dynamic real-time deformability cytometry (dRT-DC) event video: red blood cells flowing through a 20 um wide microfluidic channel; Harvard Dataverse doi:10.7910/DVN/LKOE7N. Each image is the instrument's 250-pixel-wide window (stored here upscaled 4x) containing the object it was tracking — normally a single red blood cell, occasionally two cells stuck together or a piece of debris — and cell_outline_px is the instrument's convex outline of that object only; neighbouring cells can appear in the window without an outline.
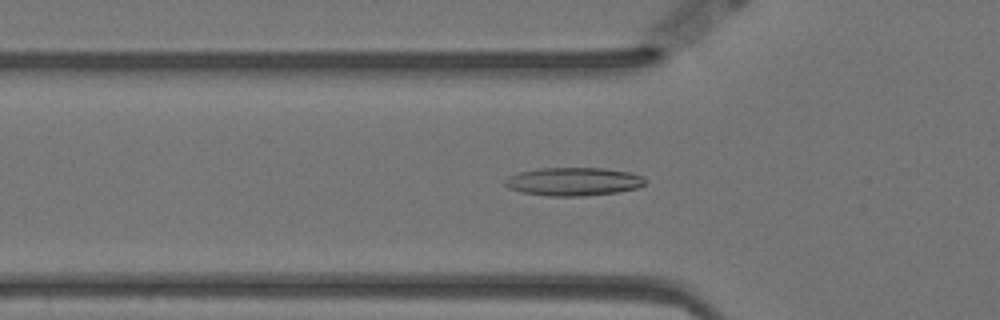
{"species": "Egyptian fruit bat (a non-hibernating species)", "species_latin": "Rousettus aegyptiacus", "temperature_condition": "warm", "stored_images_in_passage": 57, "camera_frame_rate_fps": 3000, "um_per_image_px": 0.085, "animal": {"sex": "female"}, "frame": {"image": 1, "passage_image": 18, "time_ms": 5.667, "image_size_px": [1000, 320], "cell_outline_px": [[648, 180], [644, 184], [636, 188], [616, 192], [584, 196], [548, 196], [524, 192], [508, 188], [504, 184], [504, 180], [508, 176], [520, 172], [540, 168], [604, 168], [628, 172], [644, 176]], "centroid_in_image_um": [48.75, 15.43], "position_along_channel_um": 77.0, "area_um2": 23.06}}
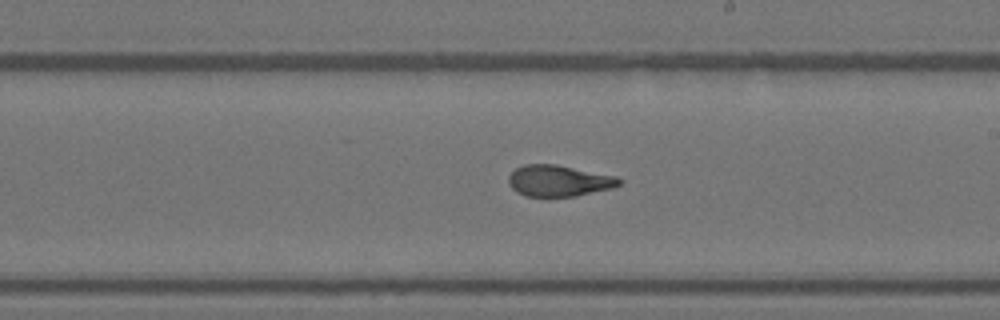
{"frame": {"image": 2, "passage_image": 32, "time_ms": 10.333, "image_size_px": [1000, 320], "cell_outline_px": [[624, 180], [620, 184], [612, 188], [576, 196], [524, 196], [516, 192], [508, 184], [508, 176], [516, 168], [524, 164], [556, 164], [616, 176]], "centroid_in_image_um": [47.49, 15.36], "position_along_channel_um": 241.5, "area_um2": 20.23}}
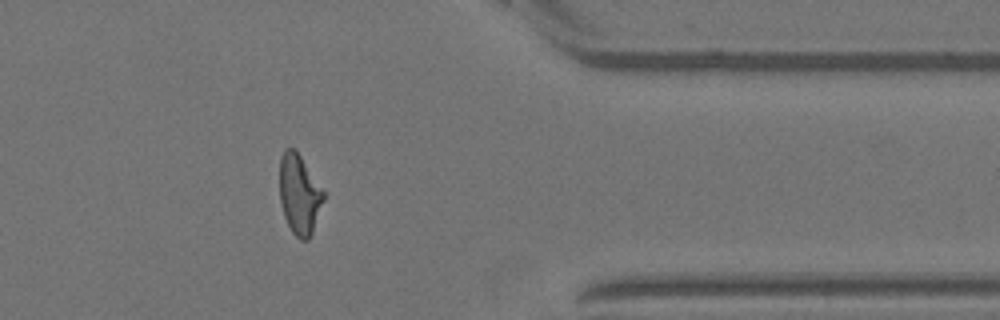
{"frame": {"image": 3, "passage_image": 46, "time_ms": 15.0, "image_size_px": [1000, 320], "cell_outline_px": [[324, 200], [312, 232], [308, 240], [300, 240], [292, 232], [284, 216], [280, 200], [280, 156], [284, 148], [296, 148], [324, 192]], "centroid_in_image_um": [25.43, 16.49], "position_along_channel_um": 386.0, "area_um2": 20.4}, "authors_computed_cell_mechanics": {"area_um2": 20.9236, "velocity_mm_per_s": 3.501, "shape_relaxation_time_tau1_ms": 7.0715, "shape_relaxation_time_tau2_ms": 1.3868, "deformation_change_tau1": 0.2102, "deformation_change_tau2": 0.0878}}